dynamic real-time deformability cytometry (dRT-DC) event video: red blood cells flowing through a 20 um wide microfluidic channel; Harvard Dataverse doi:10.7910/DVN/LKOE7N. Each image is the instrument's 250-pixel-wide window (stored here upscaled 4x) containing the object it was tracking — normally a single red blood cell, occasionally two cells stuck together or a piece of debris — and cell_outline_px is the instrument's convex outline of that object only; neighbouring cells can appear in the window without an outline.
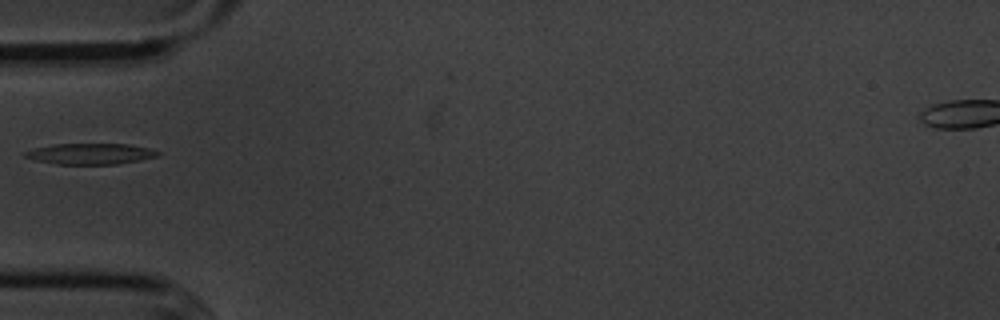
{"species": "common noctule bat (a hibernating species)", "species_latin": "Nyctalus noctula", "temperature_condition": "cold", "stored_images_in_passage": 3, "camera_frame_rate_fps": 3000, "um_per_image_px": 0.085, "animal": {"sex": "male", "body_mass_g": 20.1, "forearm_length_mm": 53.5}, "frame": {"image": 1, "passage_image": 3, "time_ms": 2.333, "image_size_px": [1000, 320], "cell_outline_px": [[160, 156], [120, 164], [56, 164], [36, 160], [24, 156], [24, 152], [36, 148], [52, 144], [128, 144], [148, 148], [160, 152]], "centroid_in_image_um": [7.72, 13.07], "position_along_channel_um": 77.3, "area_um2": 16.13}}